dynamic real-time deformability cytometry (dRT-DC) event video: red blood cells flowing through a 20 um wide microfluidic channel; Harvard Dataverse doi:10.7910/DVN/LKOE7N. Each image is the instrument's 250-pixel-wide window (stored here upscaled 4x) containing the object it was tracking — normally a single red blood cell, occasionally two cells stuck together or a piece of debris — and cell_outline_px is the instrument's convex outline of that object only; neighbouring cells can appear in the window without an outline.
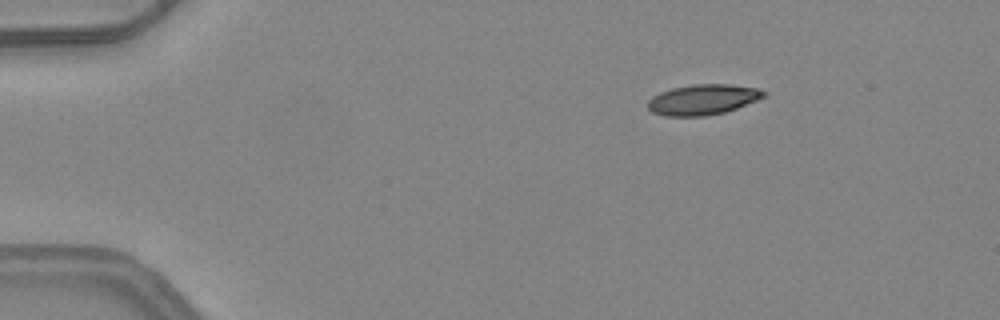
{"species": "common noctule bat (a hibernating species)", "species_latin": "Nyctalus noctula", "temperature_condition": "warm", "stored_images_in_passage": 3, "camera_frame_rate_fps": 3000, "um_per_image_px": 0.085, "animal": {"sex": "female", "body_mass_g": 24.6, "forearm_length_mm": 56.2}, "frame": {"image": 1, "passage_image": 1, "time_ms": 0.0, "image_size_px": [1000, 320], "cell_outline_px": [[768, 92], [764, 96], [756, 100], [736, 108], [724, 112], [704, 116], [664, 116], [652, 112], [648, 108], [648, 100], [652, 96], [660, 92], [672, 88], [696, 84], [732, 84], [756, 88]], "centroid_in_image_um": [59.72, 8.46], "position_along_channel_um": 25.3, "area_um2": 20.46}}
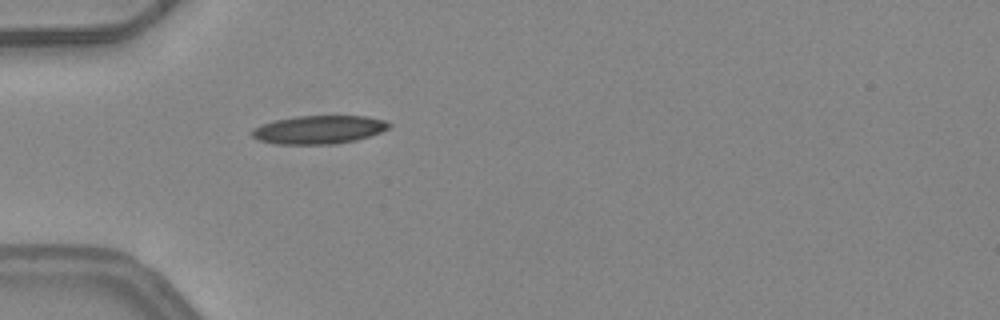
{"frame": {"image": 2, "passage_image": 3, "time_ms": 0.667, "image_size_px": [1000, 320], "cell_outline_px": [[392, 124], [388, 128], [380, 132], [356, 140], [332, 144], [276, 144], [260, 140], [252, 136], [248, 132], [252, 128], [276, 120], [296, 116], [368, 116], [384, 120]], "centroid_in_image_um": [27.09, 11.02], "position_along_channel_um": 57.9, "area_um2": 22.54}}